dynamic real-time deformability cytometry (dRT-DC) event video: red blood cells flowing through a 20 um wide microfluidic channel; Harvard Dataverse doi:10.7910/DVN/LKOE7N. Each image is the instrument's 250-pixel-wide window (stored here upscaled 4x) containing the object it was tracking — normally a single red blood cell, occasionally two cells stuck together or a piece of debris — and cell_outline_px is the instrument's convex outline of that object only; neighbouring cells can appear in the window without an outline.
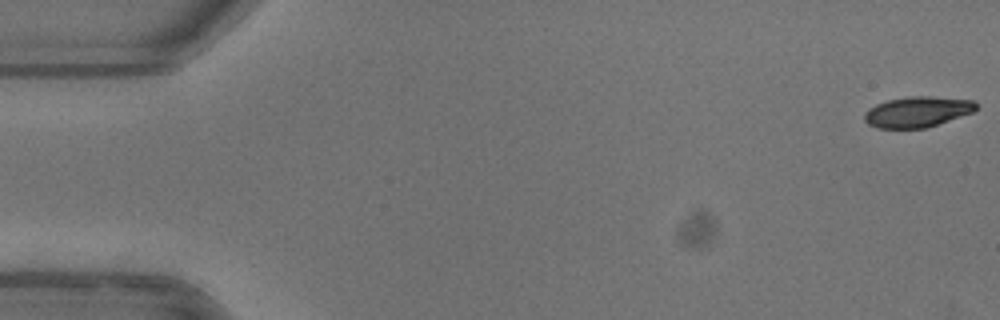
{"species": "common noctule bat (a hibernating species)", "species_latin": "Nyctalus noctula", "temperature_condition": "warm", "stored_images_in_passage": 52, "camera_frame_rate_fps": 3000, "um_per_image_px": 0.085, "animal": {"sex": "female"}, "frame": {"image": 1, "passage_image": 1, "time_ms": 0.0, "image_size_px": [1000, 320], "cell_outline_px": [[976, 108], [972, 112], [924, 128], [876, 128], [868, 124], [864, 120], [864, 112], [868, 108], [876, 104], [888, 100], [908, 96], [932, 96], [976, 100]], "centroid_in_image_um": [77.94, 9.49], "position_along_channel_um": 7.1, "area_um2": 19.88}}
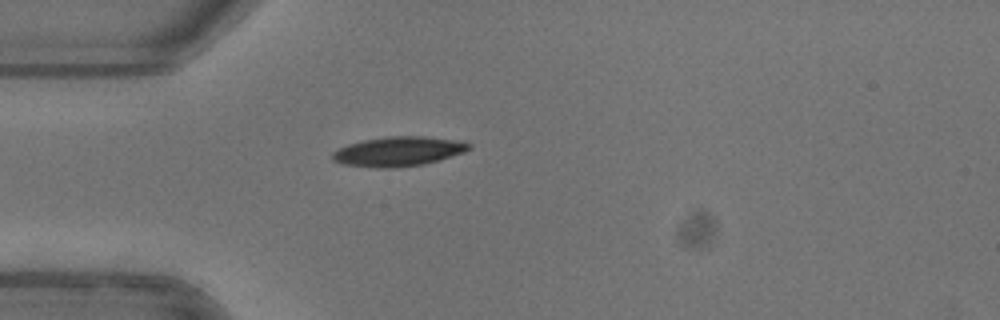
{"frame": {"image": 2, "passage_image": 15, "time_ms": 4.667, "image_size_px": [1000, 320], "cell_outline_px": [[472, 148], [464, 152], [452, 156], [424, 164], [392, 168], [376, 168], [344, 164], [332, 160], [332, 152], [348, 144], [364, 140], [388, 136], [424, 136], [464, 140], [472, 144]], "centroid_in_image_um": [33.92, 12.86], "position_along_channel_um": 51.1, "area_um2": 23.7}}
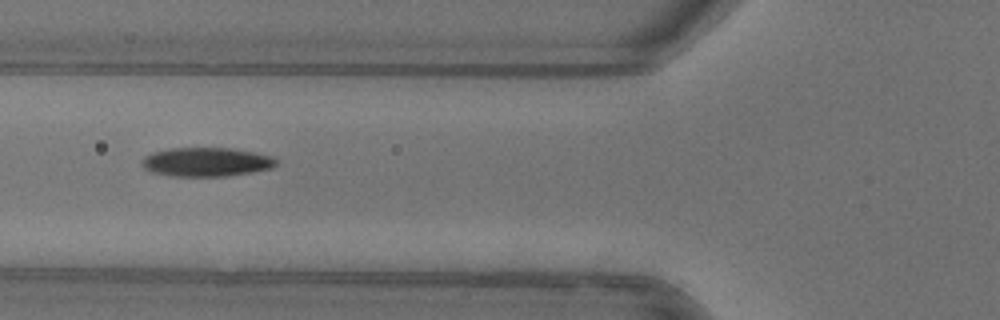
{"frame": {"image": 3, "passage_image": 20, "time_ms": 6.333, "image_size_px": [1000, 320], "cell_outline_px": [[280, 160], [272, 168], [252, 172], [224, 176], [172, 176], [152, 172], [144, 168], [140, 164], [140, 160], [144, 156], [152, 152], [168, 148], [232, 148], [256, 152], [272, 156]], "centroid_in_image_um": [17.53, 13.76], "position_along_channel_um": 108.3, "area_um2": 22.95}, "authors_computed_cell_mechanics": {"area_um2": 22.3397, "velocity_mm_per_s": 3.9819, "shape_relaxation_time_tau1_ms": 4.731, "shape_relaxation_time_tau2_ms": 4.0994, "deformation_change_tau1": 0.1824, "deformation_change_tau2": 0.0798}}